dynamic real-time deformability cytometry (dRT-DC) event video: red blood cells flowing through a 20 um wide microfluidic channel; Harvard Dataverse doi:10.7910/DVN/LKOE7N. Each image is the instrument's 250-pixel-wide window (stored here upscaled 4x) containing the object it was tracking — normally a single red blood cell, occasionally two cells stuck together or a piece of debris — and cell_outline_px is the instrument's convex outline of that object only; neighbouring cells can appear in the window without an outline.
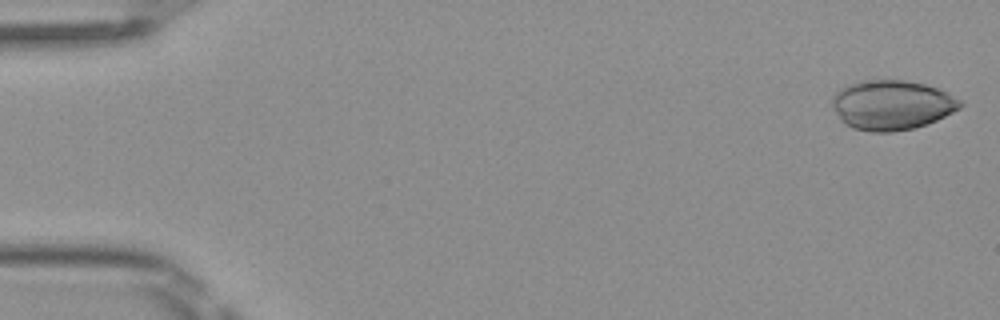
{"species": "Egyptian fruit bat (a non-hibernating species)", "species_latin": "Rousettus aegyptiacus", "temperature_condition": "room temperature", "stored_images_in_passage": 12, "camera_frame_rate_fps": 3000, "um_per_image_px": 0.085, "frame": {"image": 1, "passage_image": 1, "time_ms": 0.0, "image_size_px": [1000, 320], "cell_outline_px": [[964, 104], [960, 108], [928, 124], [912, 128], [892, 132], [872, 132], [852, 128], [844, 124], [840, 120], [832, 108], [832, 96], [840, 88], [860, 80], [904, 80], [924, 84], [936, 88], [960, 100]], "centroid_in_image_um": [75.75, 8.93], "position_along_channel_um": 9.2, "area_um2": 37.05}}